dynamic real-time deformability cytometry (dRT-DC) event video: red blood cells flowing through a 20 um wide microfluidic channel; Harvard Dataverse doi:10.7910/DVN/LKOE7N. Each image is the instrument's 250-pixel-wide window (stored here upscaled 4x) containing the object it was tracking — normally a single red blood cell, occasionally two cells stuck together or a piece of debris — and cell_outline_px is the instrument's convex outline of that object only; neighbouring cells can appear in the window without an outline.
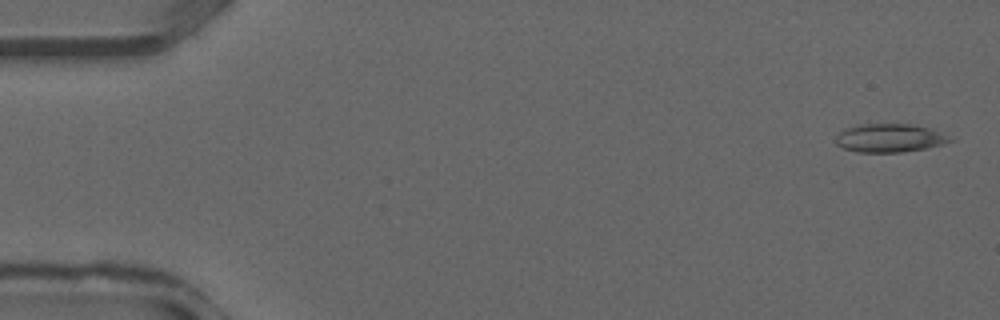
{"species": "common noctule bat (a hibernating species)", "species_latin": "Nyctalus noctula", "temperature_condition": "warm", "stored_images_in_passage": 10, "camera_frame_rate_fps": 3000, "um_per_image_px": 0.085, "animal": {"sex": "male", "forearm_length_mm": 52.5}, "frame": {"image": 1, "passage_image": 2, "time_ms": 0.333, "image_size_px": [1000, 320], "cell_outline_px": [[956, 140], [928, 148], [904, 152], [856, 152], [844, 148], [836, 144], [836, 136], [844, 128], [860, 124], [908, 124], [932, 128]], "centroid_in_image_um": [75.63, 11.73], "position_along_channel_um": 9.4, "area_um2": 19.02}}